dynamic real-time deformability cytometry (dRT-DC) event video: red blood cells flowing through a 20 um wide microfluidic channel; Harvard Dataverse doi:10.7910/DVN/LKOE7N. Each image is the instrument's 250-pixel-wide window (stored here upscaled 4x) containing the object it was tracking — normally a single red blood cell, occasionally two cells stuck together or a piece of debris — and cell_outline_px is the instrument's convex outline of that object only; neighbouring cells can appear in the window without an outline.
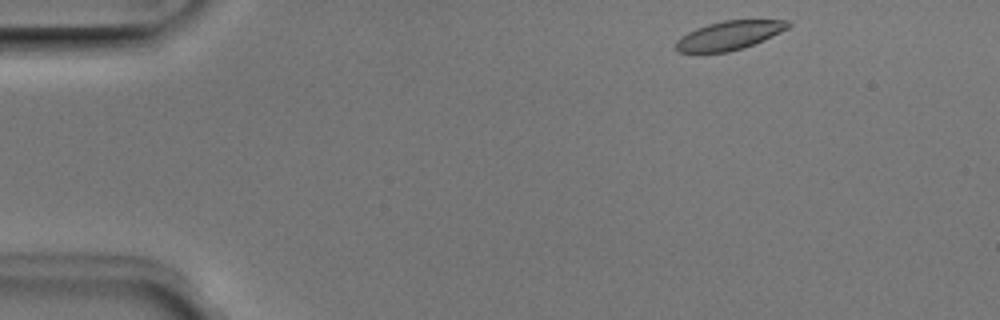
{"species": "Egyptian fruit bat (a non-hibernating species)", "species_latin": "Rousettus aegyptiacus", "temperature_condition": "room temperature", "stored_images_in_passage": 3, "camera_frame_rate_fps": 3000, "um_per_image_px": 0.085, "animal": {"sex": "male"}, "frame": {"image": 1, "passage_image": 1, "time_ms": 0.0, "image_size_px": [1000, 320], "cell_outline_px": [[792, 24], [788, 28], [764, 40], [744, 48], [728, 52], [676, 52], [676, 40], [680, 36], [696, 28], [708, 24], [724, 20], [788, 20]], "centroid_in_image_um": [61.98, 3.01], "position_along_channel_um": 23.0, "area_um2": 18.84}}